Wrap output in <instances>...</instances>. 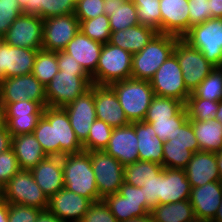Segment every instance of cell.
Listing matches in <instances>:
<instances>
[{"label": "cell", "mask_w": 222, "mask_h": 222, "mask_svg": "<svg viewBox=\"0 0 222 222\" xmlns=\"http://www.w3.org/2000/svg\"><path fill=\"white\" fill-rule=\"evenodd\" d=\"M33 135L41 144L47 156L57 157V143L55 134V108L45 107Z\"/></svg>", "instance_id": "cell-35"}, {"label": "cell", "mask_w": 222, "mask_h": 222, "mask_svg": "<svg viewBox=\"0 0 222 222\" xmlns=\"http://www.w3.org/2000/svg\"><path fill=\"white\" fill-rule=\"evenodd\" d=\"M150 215L154 222H187L195 217L190 200L154 206Z\"/></svg>", "instance_id": "cell-36"}, {"label": "cell", "mask_w": 222, "mask_h": 222, "mask_svg": "<svg viewBox=\"0 0 222 222\" xmlns=\"http://www.w3.org/2000/svg\"><path fill=\"white\" fill-rule=\"evenodd\" d=\"M138 139L132 122L128 125L113 128L106 153L117 159L124 167L139 160Z\"/></svg>", "instance_id": "cell-22"}, {"label": "cell", "mask_w": 222, "mask_h": 222, "mask_svg": "<svg viewBox=\"0 0 222 222\" xmlns=\"http://www.w3.org/2000/svg\"><path fill=\"white\" fill-rule=\"evenodd\" d=\"M63 109L68 114L70 124L78 140L83 143L87 139L90 128L96 120L94 84L92 83L88 91L64 106Z\"/></svg>", "instance_id": "cell-17"}, {"label": "cell", "mask_w": 222, "mask_h": 222, "mask_svg": "<svg viewBox=\"0 0 222 222\" xmlns=\"http://www.w3.org/2000/svg\"><path fill=\"white\" fill-rule=\"evenodd\" d=\"M198 98L210 101L222 100V69L215 67L214 70L193 91Z\"/></svg>", "instance_id": "cell-45"}, {"label": "cell", "mask_w": 222, "mask_h": 222, "mask_svg": "<svg viewBox=\"0 0 222 222\" xmlns=\"http://www.w3.org/2000/svg\"><path fill=\"white\" fill-rule=\"evenodd\" d=\"M79 31V20L74 13L49 17L43 20L42 49L63 51Z\"/></svg>", "instance_id": "cell-16"}, {"label": "cell", "mask_w": 222, "mask_h": 222, "mask_svg": "<svg viewBox=\"0 0 222 222\" xmlns=\"http://www.w3.org/2000/svg\"><path fill=\"white\" fill-rule=\"evenodd\" d=\"M104 14L109 17L111 32L139 24L133 1L104 0Z\"/></svg>", "instance_id": "cell-32"}, {"label": "cell", "mask_w": 222, "mask_h": 222, "mask_svg": "<svg viewBox=\"0 0 222 222\" xmlns=\"http://www.w3.org/2000/svg\"><path fill=\"white\" fill-rule=\"evenodd\" d=\"M158 32L138 24L124 30L111 32L109 43L135 54L140 52Z\"/></svg>", "instance_id": "cell-29"}, {"label": "cell", "mask_w": 222, "mask_h": 222, "mask_svg": "<svg viewBox=\"0 0 222 222\" xmlns=\"http://www.w3.org/2000/svg\"><path fill=\"white\" fill-rule=\"evenodd\" d=\"M90 76H78L76 73L61 72L45 86L47 107L63 108L91 87Z\"/></svg>", "instance_id": "cell-7"}, {"label": "cell", "mask_w": 222, "mask_h": 222, "mask_svg": "<svg viewBox=\"0 0 222 222\" xmlns=\"http://www.w3.org/2000/svg\"><path fill=\"white\" fill-rule=\"evenodd\" d=\"M212 222H222V201Z\"/></svg>", "instance_id": "cell-60"}, {"label": "cell", "mask_w": 222, "mask_h": 222, "mask_svg": "<svg viewBox=\"0 0 222 222\" xmlns=\"http://www.w3.org/2000/svg\"><path fill=\"white\" fill-rule=\"evenodd\" d=\"M17 1H18V4L21 6V8H23L28 2V0H17Z\"/></svg>", "instance_id": "cell-64"}, {"label": "cell", "mask_w": 222, "mask_h": 222, "mask_svg": "<svg viewBox=\"0 0 222 222\" xmlns=\"http://www.w3.org/2000/svg\"><path fill=\"white\" fill-rule=\"evenodd\" d=\"M104 201L118 222L128 221L150 214L146 207L143 188L123 182L119 192L107 195Z\"/></svg>", "instance_id": "cell-10"}, {"label": "cell", "mask_w": 222, "mask_h": 222, "mask_svg": "<svg viewBox=\"0 0 222 222\" xmlns=\"http://www.w3.org/2000/svg\"><path fill=\"white\" fill-rule=\"evenodd\" d=\"M30 171L48 198L64 188L62 157L48 156Z\"/></svg>", "instance_id": "cell-27"}, {"label": "cell", "mask_w": 222, "mask_h": 222, "mask_svg": "<svg viewBox=\"0 0 222 222\" xmlns=\"http://www.w3.org/2000/svg\"><path fill=\"white\" fill-rule=\"evenodd\" d=\"M75 8L76 4L73 0H28L22 10L24 14L37 15L44 20L72 14Z\"/></svg>", "instance_id": "cell-34"}, {"label": "cell", "mask_w": 222, "mask_h": 222, "mask_svg": "<svg viewBox=\"0 0 222 222\" xmlns=\"http://www.w3.org/2000/svg\"><path fill=\"white\" fill-rule=\"evenodd\" d=\"M190 203L195 217L213 220L222 201V181L191 189Z\"/></svg>", "instance_id": "cell-25"}, {"label": "cell", "mask_w": 222, "mask_h": 222, "mask_svg": "<svg viewBox=\"0 0 222 222\" xmlns=\"http://www.w3.org/2000/svg\"><path fill=\"white\" fill-rule=\"evenodd\" d=\"M74 1V3L75 4H77L79 1H81V0H73Z\"/></svg>", "instance_id": "cell-66"}, {"label": "cell", "mask_w": 222, "mask_h": 222, "mask_svg": "<svg viewBox=\"0 0 222 222\" xmlns=\"http://www.w3.org/2000/svg\"><path fill=\"white\" fill-rule=\"evenodd\" d=\"M58 72L57 52L38 50L32 70L38 81L46 86Z\"/></svg>", "instance_id": "cell-38"}, {"label": "cell", "mask_w": 222, "mask_h": 222, "mask_svg": "<svg viewBox=\"0 0 222 222\" xmlns=\"http://www.w3.org/2000/svg\"><path fill=\"white\" fill-rule=\"evenodd\" d=\"M3 200L11 204L37 207L41 210L48 207V197L35 182L30 170L18 171L4 185Z\"/></svg>", "instance_id": "cell-8"}, {"label": "cell", "mask_w": 222, "mask_h": 222, "mask_svg": "<svg viewBox=\"0 0 222 222\" xmlns=\"http://www.w3.org/2000/svg\"><path fill=\"white\" fill-rule=\"evenodd\" d=\"M216 120H219L222 123V100L219 101V107L216 113Z\"/></svg>", "instance_id": "cell-61"}, {"label": "cell", "mask_w": 222, "mask_h": 222, "mask_svg": "<svg viewBox=\"0 0 222 222\" xmlns=\"http://www.w3.org/2000/svg\"><path fill=\"white\" fill-rule=\"evenodd\" d=\"M164 167L158 163L138 160L124 167V182L142 187L144 182L154 178Z\"/></svg>", "instance_id": "cell-37"}, {"label": "cell", "mask_w": 222, "mask_h": 222, "mask_svg": "<svg viewBox=\"0 0 222 222\" xmlns=\"http://www.w3.org/2000/svg\"><path fill=\"white\" fill-rule=\"evenodd\" d=\"M187 222H212V221L205 218L194 217L193 219L188 220Z\"/></svg>", "instance_id": "cell-62"}, {"label": "cell", "mask_w": 222, "mask_h": 222, "mask_svg": "<svg viewBox=\"0 0 222 222\" xmlns=\"http://www.w3.org/2000/svg\"><path fill=\"white\" fill-rule=\"evenodd\" d=\"M4 198V184L0 181V201Z\"/></svg>", "instance_id": "cell-63"}, {"label": "cell", "mask_w": 222, "mask_h": 222, "mask_svg": "<svg viewBox=\"0 0 222 222\" xmlns=\"http://www.w3.org/2000/svg\"><path fill=\"white\" fill-rule=\"evenodd\" d=\"M75 16L78 20H88L104 14V0H81L76 4Z\"/></svg>", "instance_id": "cell-50"}, {"label": "cell", "mask_w": 222, "mask_h": 222, "mask_svg": "<svg viewBox=\"0 0 222 222\" xmlns=\"http://www.w3.org/2000/svg\"><path fill=\"white\" fill-rule=\"evenodd\" d=\"M191 189L184 169L164 168L160 172L159 205L189 200Z\"/></svg>", "instance_id": "cell-23"}, {"label": "cell", "mask_w": 222, "mask_h": 222, "mask_svg": "<svg viewBox=\"0 0 222 222\" xmlns=\"http://www.w3.org/2000/svg\"><path fill=\"white\" fill-rule=\"evenodd\" d=\"M124 222H154V221L152 219V216L150 214H148L146 216L130 219V220L124 221Z\"/></svg>", "instance_id": "cell-58"}, {"label": "cell", "mask_w": 222, "mask_h": 222, "mask_svg": "<svg viewBox=\"0 0 222 222\" xmlns=\"http://www.w3.org/2000/svg\"><path fill=\"white\" fill-rule=\"evenodd\" d=\"M23 14L17 0H0V38H2L14 20Z\"/></svg>", "instance_id": "cell-46"}, {"label": "cell", "mask_w": 222, "mask_h": 222, "mask_svg": "<svg viewBox=\"0 0 222 222\" xmlns=\"http://www.w3.org/2000/svg\"><path fill=\"white\" fill-rule=\"evenodd\" d=\"M35 222H64L54 215L50 210H41Z\"/></svg>", "instance_id": "cell-55"}, {"label": "cell", "mask_w": 222, "mask_h": 222, "mask_svg": "<svg viewBox=\"0 0 222 222\" xmlns=\"http://www.w3.org/2000/svg\"><path fill=\"white\" fill-rule=\"evenodd\" d=\"M211 18H222V0H209Z\"/></svg>", "instance_id": "cell-56"}, {"label": "cell", "mask_w": 222, "mask_h": 222, "mask_svg": "<svg viewBox=\"0 0 222 222\" xmlns=\"http://www.w3.org/2000/svg\"><path fill=\"white\" fill-rule=\"evenodd\" d=\"M139 24L161 33L160 0H133Z\"/></svg>", "instance_id": "cell-42"}, {"label": "cell", "mask_w": 222, "mask_h": 222, "mask_svg": "<svg viewBox=\"0 0 222 222\" xmlns=\"http://www.w3.org/2000/svg\"><path fill=\"white\" fill-rule=\"evenodd\" d=\"M188 119L196 121H209L216 119L219 102L198 98L193 92L184 104Z\"/></svg>", "instance_id": "cell-40"}, {"label": "cell", "mask_w": 222, "mask_h": 222, "mask_svg": "<svg viewBox=\"0 0 222 222\" xmlns=\"http://www.w3.org/2000/svg\"><path fill=\"white\" fill-rule=\"evenodd\" d=\"M178 39L174 35L157 33L140 52L132 54L131 78L150 81L173 54Z\"/></svg>", "instance_id": "cell-2"}, {"label": "cell", "mask_w": 222, "mask_h": 222, "mask_svg": "<svg viewBox=\"0 0 222 222\" xmlns=\"http://www.w3.org/2000/svg\"><path fill=\"white\" fill-rule=\"evenodd\" d=\"M150 83L156 96L175 98L184 104L191 94L185 86L182 70L174 54L158 68Z\"/></svg>", "instance_id": "cell-14"}, {"label": "cell", "mask_w": 222, "mask_h": 222, "mask_svg": "<svg viewBox=\"0 0 222 222\" xmlns=\"http://www.w3.org/2000/svg\"><path fill=\"white\" fill-rule=\"evenodd\" d=\"M138 139L139 160L155 162L163 166V144L150 123L132 122Z\"/></svg>", "instance_id": "cell-28"}, {"label": "cell", "mask_w": 222, "mask_h": 222, "mask_svg": "<svg viewBox=\"0 0 222 222\" xmlns=\"http://www.w3.org/2000/svg\"><path fill=\"white\" fill-rule=\"evenodd\" d=\"M110 86L117 94L128 120L130 122L143 121L155 96L150 81L129 78Z\"/></svg>", "instance_id": "cell-3"}, {"label": "cell", "mask_w": 222, "mask_h": 222, "mask_svg": "<svg viewBox=\"0 0 222 222\" xmlns=\"http://www.w3.org/2000/svg\"><path fill=\"white\" fill-rule=\"evenodd\" d=\"M31 100L47 106L46 88L31 73L0 80V103Z\"/></svg>", "instance_id": "cell-13"}, {"label": "cell", "mask_w": 222, "mask_h": 222, "mask_svg": "<svg viewBox=\"0 0 222 222\" xmlns=\"http://www.w3.org/2000/svg\"><path fill=\"white\" fill-rule=\"evenodd\" d=\"M182 39L202 52L213 66H222V18L193 25Z\"/></svg>", "instance_id": "cell-5"}, {"label": "cell", "mask_w": 222, "mask_h": 222, "mask_svg": "<svg viewBox=\"0 0 222 222\" xmlns=\"http://www.w3.org/2000/svg\"><path fill=\"white\" fill-rule=\"evenodd\" d=\"M188 120V114L185 106L172 118L168 120H143L150 123L154 128L156 135L162 140H172L176 138L179 127Z\"/></svg>", "instance_id": "cell-43"}, {"label": "cell", "mask_w": 222, "mask_h": 222, "mask_svg": "<svg viewBox=\"0 0 222 222\" xmlns=\"http://www.w3.org/2000/svg\"><path fill=\"white\" fill-rule=\"evenodd\" d=\"M183 107L184 103L178 99L155 95L144 120H168L174 117Z\"/></svg>", "instance_id": "cell-39"}, {"label": "cell", "mask_w": 222, "mask_h": 222, "mask_svg": "<svg viewBox=\"0 0 222 222\" xmlns=\"http://www.w3.org/2000/svg\"><path fill=\"white\" fill-rule=\"evenodd\" d=\"M79 222H118L115 216L111 213L108 204L102 200L92 202Z\"/></svg>", "instance_id": "cell-47"}, {"label": "cell", "mask_w": 222, "mask_h": 222, "mask_svg": "<svg viewBox=\"0 0 222 222\" xmlns=\"http://www.w3.org/2000/svg\"><path fill=\"white\" fill-rule=\"evenodd\" d=\"M12 136L7 128L2 125L0 127V153L7 151L11 148Z\"/></svg>", "instance_id": "cell-54"}, {"label": "cell", "mask_w": 222, "mask_h": 222, "mask_svg": "<svg viewBox=\"0 0 222 222\" xmlns=\"http://www.w3.org/2000/svg\"><path fill=\"white\" fill-rule=\"evenodd\" d=\"M94 102L96 119L104 121L112 128L131 123L121 108L117 94L110 85L94 84Z\"/></svg>", "instance_id": "cell-19"}, {"label": "cell", "mask_w": 222, "mask_h": 222, "mask_svg": "<svg viewBox=\"0 0 222 222\" xmlns=\"http://www.w3.org/2000/svg\"><path fill=\"white\" fill-rule=\"evenodd\" d=\"M99 196L119 192L124 182V166L104 150L89 151Z\"/></svg>", "instance_id": "cell-12"}, {"label": "cell", "mask_w": 222, "mask_h": 222, "mask_svg": "<svg viewBox=\"0 0 222 222\" xmlns=\"http://www.w3.org/2000/svg\"><path fill=\"white\" fill-rule=\"evenodd\" d=\"M55 134L57 157L83 151V144L78 140L63 108H55Z\"/></svg>", "instance_id": "cell-31"}, {"label": "cell", "mask_w": 222, "mask_h": 222, "mask_svg": "<svg viewBox=\"0 0 222 222\" xmlns=\"http://www.w3.org/2000/svg\"><path fill=\"white\" fill-rule=\"evenodd\" d=\"M0 222H8V202L0 201Z\"/></svg>", "instance_id": "cell-57"}, {"label": "cell", "mask_w": 222, "mask_h": 222, "mask_svg": "<svg viewBox=\"0 0 222 222\" xmlns=\"http://www.w3.org/2000/svg\"><path fill=\"white\" fill-rule=\"evenodd\" d=\"M113 128L104 121L96 119L92 124L87 139L82 143L84 151L104 150L111 137Z\"/></svg>", "instance_id": "cell-44"}, {"label": "cell", "mask_w": 222, "mask_h": 222, "mask_svg": "<svg viewBox=\"0 0 222 222\" xmlns=\"http://www.w3.org/2000/svg\"><path fill=\"white\" fill-rule=\"evenodd\" d=\"M161 33L182 38L190 29L188 0H160Z\"/></svg>", "instance_id": "cell-21"}, {"label": "cell", "mask_w": 222, "mask_h": 222, "mask_svg": "<svg viewBox=\"0 0 222 222\" xmlns=\"http://www.w3.org/2000/svg\"><path fill=\"white\" fill-rule=\"evenodd\" d=\"M190 28L193 25L204 23L211 18L209 0H188Z\"/></svg>", "instance_id": "cell-51"}, {"label": "cell", "mask_w": 222, "mask_h": 222, "mask_svg": "<svg viewBox=\"0 0 222 222\" xmlns=\"http://www.w3.org/2000/svg\"><path fill=\"white\" fill-rule=\"evenodd\" d=\"M41 209L8 203V222H35Z\"/></svg>", "instance_id": "cell-49"}, {"label": "cell", "mask_w": 222, "mask_h": 222, "mask_svg": "<svg viewBox=\"0 0 222 222\" xmlns=\"http://www.w3.org/2000/svg\"><path fill=\"white\" fill-rule=\"evenodd\" d=\"M79 30L90 39L105 44L111 36L109 17L102 14L96 18L79 20Z\"/></svg>", "instance_id": "cell-41"}, {"label": "cell", "mask_w": 222, "mask_h": 222, "mask_svg": "<svg viewBox=\"0 0 222 222\" xmlns=\"http://www.w3.org/2000/svg\"><path fill=\"white\" fill-rule=\"evenodd\" d=\"M102 46V43L90 39L79 30L63 51L73 56L91 77L96 72Z\"/></svg>", "instance_id": "cell-26"}, {"label": "cell", "mask_w": 222, "mask_h": 222, "mask_svg": "<svg viewBox=\"0 0 222 222\" xmlns=\"http://www.w3.org/2000/svg\"><path fill=\"white\" fill-rule=\"evenodd\" d=\"M141 188H143V195L146 199V207L151 212L154 206L159 205L160 173L144 182Z\"/></svg>", "instance_id": "cell-52"}, {"label": "cell", "mask_w": 222, "mask_h": 222, "mask_svg": "<svg viewBox=\"0 0 222 222\" xmlns=\"http://www.w3.org/2000/svg\"><path fill=\"white\" fill-rule=\"evenodd\" d=\"M2 40L9 46L41 50L43 43V19L37 15L18 16Z\"/></svg>", "instance_id": "cell-15"}, {"label": "cell", "mask_w": 222, "mask_h": 222, "mask_svg": "<svg viewBox=\"0 0 222 222\" xmlns=\"http://www.w3.org/2000/svg\"><path fill=\"white\" fill-rule=\"evenodd\" d=\"M21 168L13 150L0 153V181L5 185Z\"/></svg>", "instance_id": "cell-48"}, {"label": "cell", "mask_w": 222, "mask_h": 222, "mask_svg": "<svg viewBox=\"0 0 222 222\" xmlns=\"http://www.w3.org/2000/svg\"><path fill=\"white\" fill-rule=\"evenodd\" d=\"M200 150L217 153L222 150V123L219 120H190Z\"/></svg>", "instance_id": "cell-33"}, {"label": "cell", "mask_w": 222, "mask_h": 222, "mask_svg": "<svg viewBox=\"0 0 222 222\" xmlns=\"http://www.w3.org/2000/svg\"><path fill=\"white\" fill-rule=\"evenodd\" d=\"M92 202L66 188L48 198V207L54 215L64 222H79Z\"/></svg>", "instance_id": "cell-20"}, {"label": "cell", "mask_w": 222, "mask_h": 222, "mask_svg": "<svg viewBox=\"0 0 222 222\" xmlns=\"http://www.w3.org/2000/svg\"><path fill=\"white\" fill-rule=\"evenodd\" d=\"M38 50L13 47L0 38V80L32 73Z\"/></svg>", "instance_id": "cell-18"}, {"label": "cell", "mask_w": 222, "mask_h": 222, "mask_svg": "<svg viewBox=\"0 0 222 222\" xmlns=\"http://www.w3.org/2000/svg\"><path fill=\"white\" fill-rule=\"evenodd\" d=\"M184 171L191 188L200 187L213 181H221L216 153L213 152L202 150L195 152Z\"/></svg>", "instance_id": "cell-24"}, {"label": "cell", "mask_w": 222, "mask_h": 222, "mask_svg": "<svg viewBox=\"0 0 222 222\" xmlns=\"http://www.w3.org/2000/svg\"><path fill=\"white\" fill-rule=\"evenodd\" d=\"M57 62L61 72L76 73L78 76H89L73 56L64 51L57 52Z\"/></svg>", "instance_id": "cell-53"}, {"label": "cell", "mask_w": 222, "mask_h": 222, "mask_svg": "<svg viewBox=\"0 0 222 222\" xmlns=\"http://www.w3.org/2000/svg\"><path fill=\"white\" fill-rule=\"evenodd\" d=\"M11 149L18 159L21 170H31L48 157L33 133L13 136Z\"/></svg>", "instance_id": "cell-30"}, {"label": "cell", "mask_w": 222, "mask_h": 222, "mask_svg": "<svg viewBox=\"0 0 222 222\" xmlns=\"http://www.w3.org/2000/svg\"><path fill=\"white\" fill-rule=\"evenodd\" d=\"M3 125V121H2V116H1V113H0V127Z\"/></svg>", "instance_id": "cell-65"}, {"label": "cell", "mask_w": 222, "mask_h": 222, "mask_svg": "<svg viewBox=\"0 0 222 222\" xmlns=\"http://www.w3.org/2000/svg\"><path fill=\"white\" fill-rule=\"evenodd\" d=\"M132 54L109 42L103 44L96 72L91 76L93 84L111 85L131 78Z\"/></svg>", "instance_id": "cell-4"}, {"label": "cell", "mask_w": 222, "mask_h": 222, "mask_svg": "<svg viewBox=\"0 0 222 222\" xmlns=\"http://www.w3.org/2000/svg\"><path fill=\"white\" fill-rule=\"evenodd\" d=\"M197 151H200V147L190 119H188L179 127L176 138L164 141L163 167L184 169Z\"/></svg>", "instance_id": "cell-11"}, {"label": "cell", "mask_w": 222, "mask_h": 222, "mask_svg": "<svg viewBox=\"0 0 222 222\" xmlns=\"http://www.w3.org/2000/svg\"><path fill=\"white\" fill-rule=\"evenodd\" d=\"M64 188L91 202L102 200L99 196L92 161L88 151L62 156Z\"/></svg>", "instance_id": "cell-1"}, {"label": "cell", "mask_w": 222, "mask_h": 222, "mask_svg": "<svg viewBox=\"0 0 222 222\" xmlns=\"http://www.w3.org/2000/svg\"><path fill=\"white\" fill-rule=\"evenodd\" d=\"M217 168L222 181V150L216 153Z\"/></svg>", "instance_id": "cell-59"}, {"label": "cell", "mask_w": 222, "mask_h": 222, "mask_svg": "<svg viewBox=\"0 0 222 222\" xmlns=\"http://www.w3.org/2000/svg\"><path fill=\"white\" fill-rule=\"evenodd\" d=\"M173 54L179 62L185 86L191 93L215 68L202 52L182 38L176 41Z\"/></svg>", "instance_id": "cell-9"}, {"label": "cell", "mask_w": 222, "mask_h": 222, "mask_svg": "<svg viewBox=\"0 0 222 222\" xmlns=\"http://www.w3.org/2000/svg\"><path fill=\"white\" fill-rule=\"evenodd\" d=\"M45 107L31 100L0 103L3 125L11 136L31 134L43 116Z\"/></svg>", "instance_id": "cell-6"}]
</instances>
